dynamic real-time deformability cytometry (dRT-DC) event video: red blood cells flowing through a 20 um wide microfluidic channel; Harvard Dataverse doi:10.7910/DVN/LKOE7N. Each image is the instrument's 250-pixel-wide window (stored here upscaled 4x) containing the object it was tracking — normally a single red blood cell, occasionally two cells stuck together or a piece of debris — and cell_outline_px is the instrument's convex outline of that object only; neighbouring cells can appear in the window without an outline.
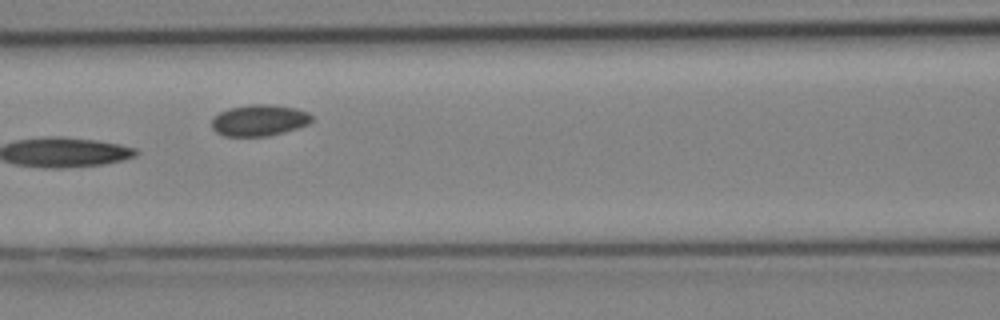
{"species": "Egyptian fruit bat (a non-hibernating species)", "species_latin": "Rousettus aegyptiacus", "temperature_condition": "cold", "stored_images_in_passage": 30, "camera_frame_rate_fps": 3000, "um_per_image_px": 0.085, "animal": {"sex": "female"}, "frame": {"image": 1, "passage_image": 13, "time_ms": 4.0, "image_size_px": [1000, 320], "cell_outline_px": [[312, 120], [308, 124], [284, 132], [268, 136], [224, 136], [216, 132], [212, 128], [212, 120], [220, 112], [228, 108], [252, 104], [272, 104], [296, 108], [308, 112], [312, 116]], "centroid_in_image_um": [22.04, 10.22], "position_along_channel_um": 144.6, "area_um2": 18.26}}